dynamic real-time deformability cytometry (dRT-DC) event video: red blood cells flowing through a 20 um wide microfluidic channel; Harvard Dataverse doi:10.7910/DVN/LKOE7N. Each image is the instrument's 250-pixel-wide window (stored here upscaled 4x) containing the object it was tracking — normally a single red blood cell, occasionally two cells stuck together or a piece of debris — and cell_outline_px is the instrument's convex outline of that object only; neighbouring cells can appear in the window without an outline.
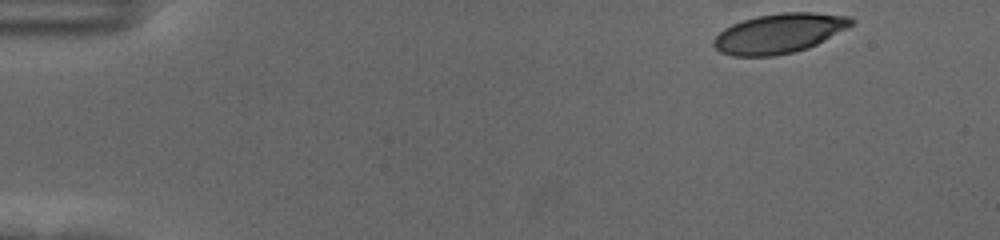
{"species": "human", "species_latin": "Homo sapiens", "temperature_condition": "cold", "stored_images_in_passage": 52, "camera_frame_rate_fps": 3000, "um_per_image_px": 0.085, "donor": {"sex": "female"}, "frame": {"image": 1, "passage_image": 1, "time_ms": 0.0, "image_size_px": [1000, 240], "cell_outline_px": [[856, 20], [848, 28], [808, 48], [796, 52], [772, 56], [732, 56], [720, 52], [712, 44], [712, 40], [724, 28], [732, 24], [756, 16], [780, 12], [812, 12], [852, 16]], "centroid_in_image_um": [66.24, 2.83], "position_along_channel_um": 18.8, "area_um2": 32.02}}
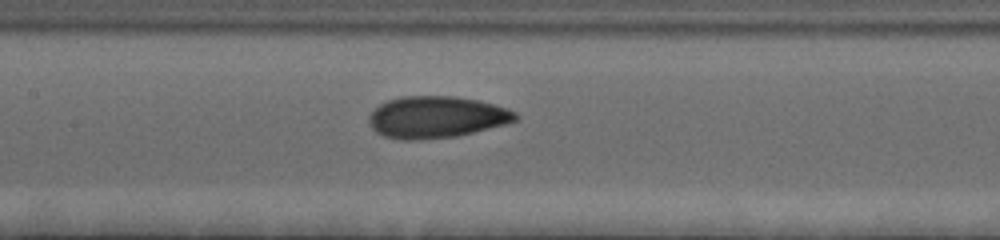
{"frame": {"image": 2, "passage_image": 23, "time_ms": 7.333, "image_size_px": [1000, 240], "cell_outline_px": [[520, 116], [516, 120], [504, 124], [456, 136], [416, 140], [400, 140], [384, 136], [376, 132], [372, 128], [368, 120], [368, 116], [380, 104], [388, 100], [404, 96], [456, 96], [476, 100], [508, 108], [516, 112]], "centroid_in_image_um": [37.07, 9.95], "position_along_channel_um": 170.3, "area_um2": 35.49}}
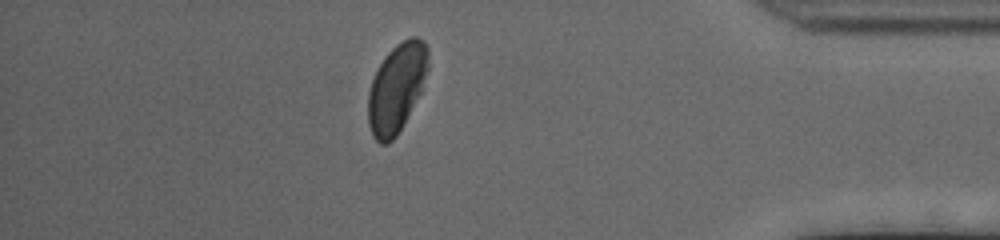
{"frame": {"image": 3, "passage_image": 45, "time_ms": 14.667, "image_size_px": [1000, 240], "cell_outline_px": [[428, 68], [420, 92], [404, 124], [396, 136], [388, 144], [380, 144], [372, 136], [368, 124], [368, 92], [372, 80], [384, 56], [396, 44], [412, 36], [416, 36], [424, 40], [428, 48]], "centroid_in_image_um": [33.7, 7.48], "position_along_channel_um": 401.5, "area_um2": 31.04}, "authors_computed_cell_mechanics": {"area_um2": 33.524, "velocity_mm_per_s": 3.606, "shape_relaxation_time_tau1_ms": 5.1132, "shape_relaxation_time_tau2_ms": 0.9516, "deformation_change_tau1": 0.1709, "deformation_change_tau2": 0.0507}}